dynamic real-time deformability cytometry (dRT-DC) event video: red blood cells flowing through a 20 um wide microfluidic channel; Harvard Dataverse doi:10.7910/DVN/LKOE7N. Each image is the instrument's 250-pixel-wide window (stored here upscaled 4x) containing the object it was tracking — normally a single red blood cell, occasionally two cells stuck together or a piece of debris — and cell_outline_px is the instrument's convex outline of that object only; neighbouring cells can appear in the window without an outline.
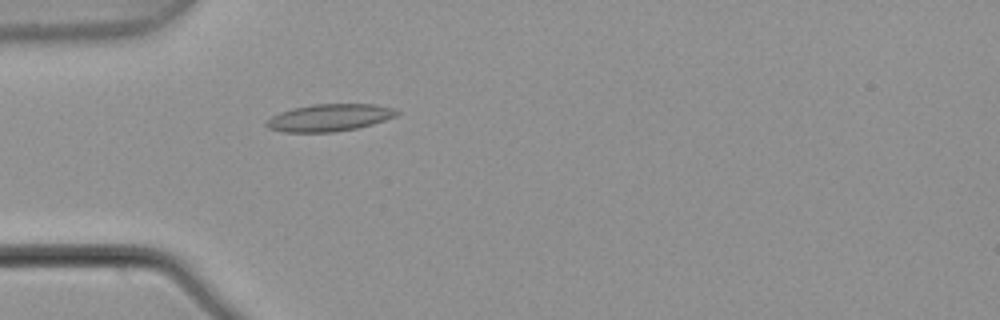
{"species": "common noctule bat (a hibernating species)", "species_latin": "Nyctalus noctula", "temperature_condition": "warm", "stored_images_in_passage": 4, "camera_frame_rate_fps": 3000, "um_per_image_px": 0.085, "animal": {"sex": "male", "body_mass_g": 21.5, "forearm_length_mm": 52.0}, "frame": {"image": 1, "passage_image": 4, "time_ms": 1.0, "image_size_px": [1000, 320], "cell_outline_px": [[400, 112], [396, 116], [372, 124], [356, 128], [332, 132], [284, 132], [268, 128], [264, 124], [272, 116], [280, 112], [292, 108], [312, 104], [376, 104], [392, 108]], "centroid_in_image_um": [27.98, 9.99], "position_along_channel_um": 57.0, "area_um2": 20.58}}